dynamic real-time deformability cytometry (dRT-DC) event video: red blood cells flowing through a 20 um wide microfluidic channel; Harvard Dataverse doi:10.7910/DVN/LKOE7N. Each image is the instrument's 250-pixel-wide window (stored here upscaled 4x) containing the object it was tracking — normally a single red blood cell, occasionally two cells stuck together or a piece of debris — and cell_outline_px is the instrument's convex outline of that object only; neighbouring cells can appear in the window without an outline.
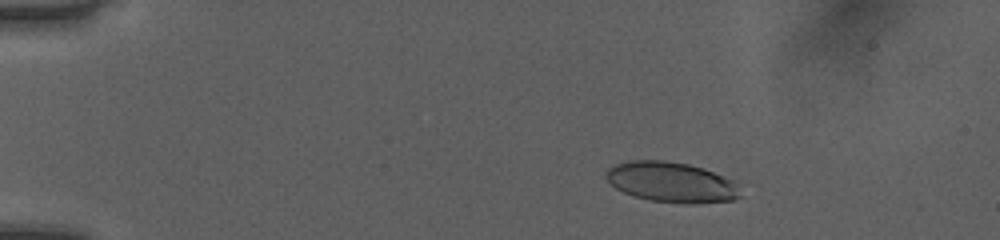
{"species": "human", "species_latin": "Homo sapiens", "temperature_condition": "room temperature", "stored_images_in_passage": 51, "camera_frame_rate_fps": 3000, "um_per_image_px": 0.085, "donor": {"sex": "female"}, "frame": {"image": 1, "passage_image": 9, "time_ms": 2.667, "image_size_px": [1000, 240], "cell_outline_px": [[740, 196], [732, 200], [692, 204], [684, 204], [652, 200], [636, 196], [624, 192], [616, 188], [604, 176], [604, 172], [608, 168], [616, 164], [628, 160], [664, 160], [688, 164], [704, 168], [724, 176], [732, 180], [736, 184]], "centroid_in_image_um": [57.05, 15.47], "position_along_channel_um": 28.0, "area_um2": 31.44}}
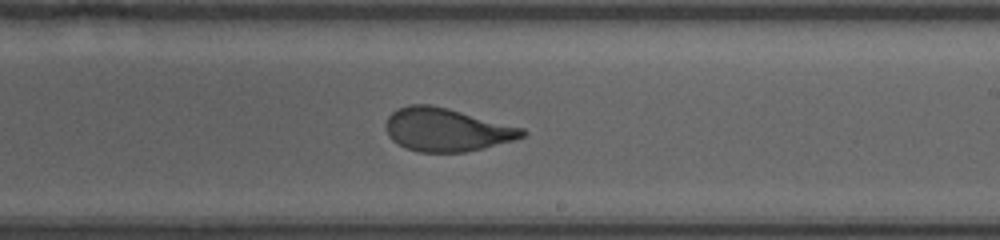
{"frame": {"image": 2, "passage_image": 32, "time_ms": 10.333, "image_size_px": [1000, 240], "cell_outline_px": [[528, 132], [524, 136], [512, 140], [484, 148], [464, 152], [420, 152], [408, 148], [392, 140], [388, 136], [384, 128], [384, 124], [388, 116], [396, 108], [408, 104], [428, 104], [448, 108], [524, 128]], "centroid_in_image_um": [37.92, 11.01], "position_along_channel_um": 251.1, "area_um2": 34.39}}
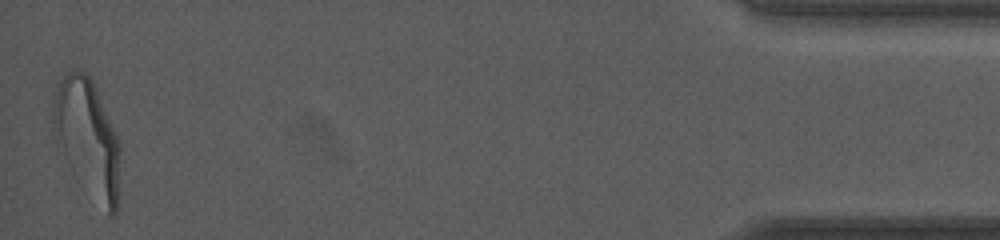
{"frame": {"image": 3, "passage_image": 51, "time_ms": 16.667, "image_size_px": [1000, 240], "cell_outline_px": [[120, 152], [116, 212], [112, 216], [108, 216], [56, 136], [52, 124], [52, 120], [56, 92], [60, 80], [68, 72], [84, 72], [92, 80], [96, 88], [116, 132], [120, 144]], "centroid_in_image_um": [7.51, 11.6], "position_along_channel_um": 427.7, "area_um2": 42.6}, "authors_computed_cell_mechanics": {"area_um2": 34.3332, "velocity_mm_per_s": 4.0466, "shape_relaxation_time_tau1_ms": 4.3264, "shape_relaxation_time_tau2_ms": 0.6425, "deformation_change_tau1": 0.1779, "deformation_change_tau2": 0.0733}}